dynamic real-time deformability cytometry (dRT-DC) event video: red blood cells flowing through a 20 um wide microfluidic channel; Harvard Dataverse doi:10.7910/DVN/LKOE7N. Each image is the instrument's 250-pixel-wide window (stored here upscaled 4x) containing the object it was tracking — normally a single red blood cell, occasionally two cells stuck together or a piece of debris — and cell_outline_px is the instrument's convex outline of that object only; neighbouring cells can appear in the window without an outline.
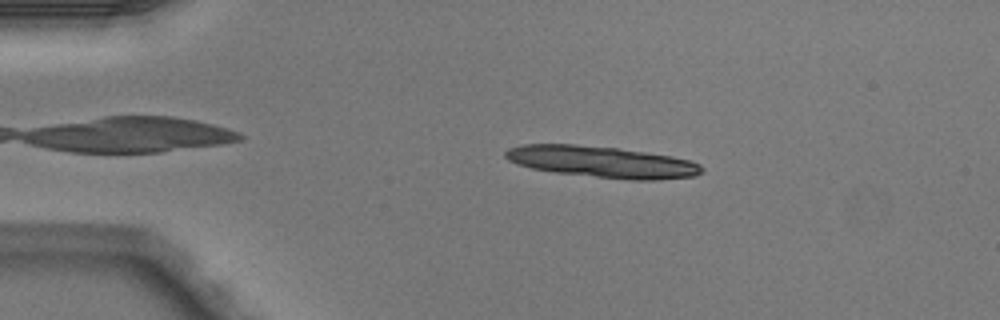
{"species": "Egyptian fruit bat (a non-hibernating species)", "species_latin": "Rousettus aegyptiacus", "temperature_condition": "warm", "stored_images_in_passage": 4, "camera_frame_rate_fps": 3000, "um_per_image_px": 0.085, "animal": {"sex": "male"}, "frame": {"image": 1, "passage_image": 3, "time_ms": 0.667, "image_size_px": [1000, 320], "cell_outline_px": [[704, 172], [696, 176], [656, 180], [632, 180], [556, 172], [532, 168], [516, 164], [508, 160], [504, 156], [504, 152], [508, 148], [524, 144], [576, 144], [616, 148], [672, 156], [688, 160], [700, 164], [704, 168]], "centroid_in_image_um": [51.18, 13.76], "position_along_channel_um": 33.8, "area_um2": 35.84}}